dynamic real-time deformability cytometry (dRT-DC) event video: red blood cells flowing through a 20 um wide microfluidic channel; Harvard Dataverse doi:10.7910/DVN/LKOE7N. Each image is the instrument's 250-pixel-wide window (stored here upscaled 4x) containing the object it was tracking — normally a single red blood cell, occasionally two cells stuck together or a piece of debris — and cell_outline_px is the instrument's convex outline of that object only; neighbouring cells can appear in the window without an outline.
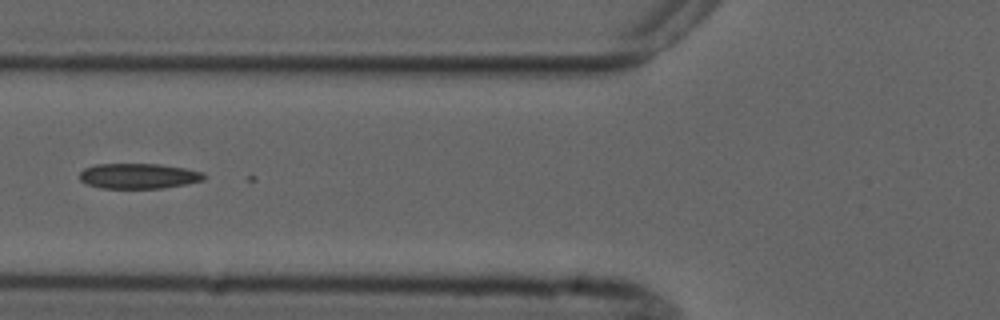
{"species": "common noctule bat (a hibernating species)", "species_latin": "Nyctalus noctula", "temperature_condition": "cold", "stored_images_in_passage": 5, "camera_frame_rate_fps": 3000, "um_per_image_px": 0.085, "animal": {"sex": "male", "forearm_length_mm": 52.5}, "frame": {"image": 1, "passage_image": 2, "time_ms": 1.333, "image_size_px": [1000, 320], "cell_outline_px": [[208, 176], [204, 180], [164, 188], [100, 188], [88, 184], [80, 180], [80, 172], [84, 168], [96, 164], [160, 164], [184, 168], [204, 172]], "centroid_in_image_um": [11.8, 14.96], "position_along_channel_um": 114.0, "area_um2": 18.38}}
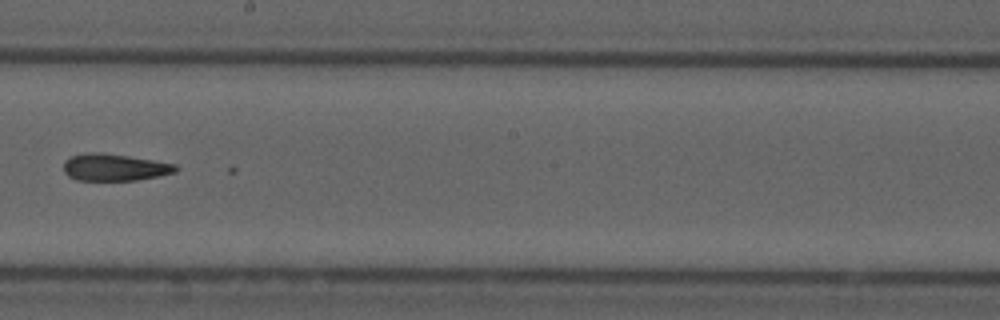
{"frame": {"image": 2, "passage_image": 5, "time_ms": 4.667, "image_size_px": [1000, 320], "cell_outline_px": [[180, 168], [176, 172], [136, 180], [76, 180], [68, 176], [64, 172], [64, 160], [72, 156], [84, 152], [100, 152], [128, 156], [176, 164]], "centroid_in_image_um": [9.71, 14.21], "position_along_channel_um": 238.5, "area_um2": 17.63}}